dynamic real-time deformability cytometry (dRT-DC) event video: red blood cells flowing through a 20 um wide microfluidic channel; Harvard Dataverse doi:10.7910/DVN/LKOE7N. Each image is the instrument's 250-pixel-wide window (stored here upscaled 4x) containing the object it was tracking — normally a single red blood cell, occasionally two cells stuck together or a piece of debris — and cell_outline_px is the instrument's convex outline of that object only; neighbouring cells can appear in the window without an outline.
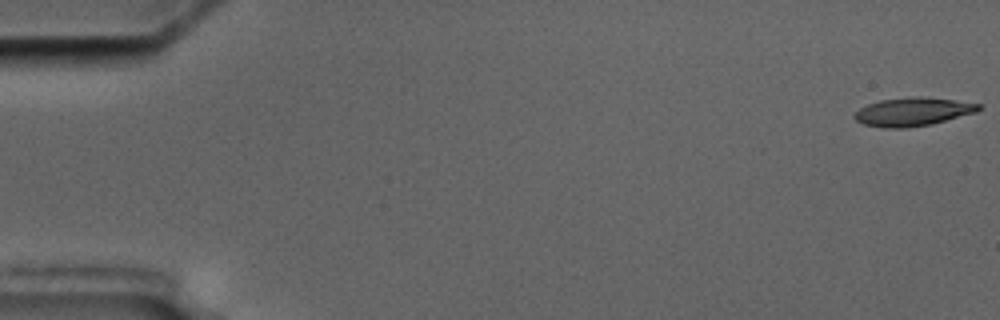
{"species": "common noctule bat (a hibernating species)", "species_latin": "Nyctalus noctula", "temperature_condition": "cold", "stored_images_in_passage": 6, "camera_frame_rate_fps": 3000, "um_per_image_px": 0.085, "animal": {"sex": "male", "body_mass_g": 17.5, "forearm_length_mm": 52.3}, "frame": {"image": 1, "passage_image": 1, "time_ms": 0.0, "image_size_px": [1000, 320], "cell_outline_px": [[980, 108], [976, 112], [932, 124], [908, 128], [884, 128], [864, 124], [856, 120], [852, 116], [860, 108], [868, 104], [880, 100], [916, 96], [952, 100], [980, 104]], "centroid_in_image_um": [77.55, 9.51], "position_along_channel_um": 7.4, "area_um2": 20.35}}
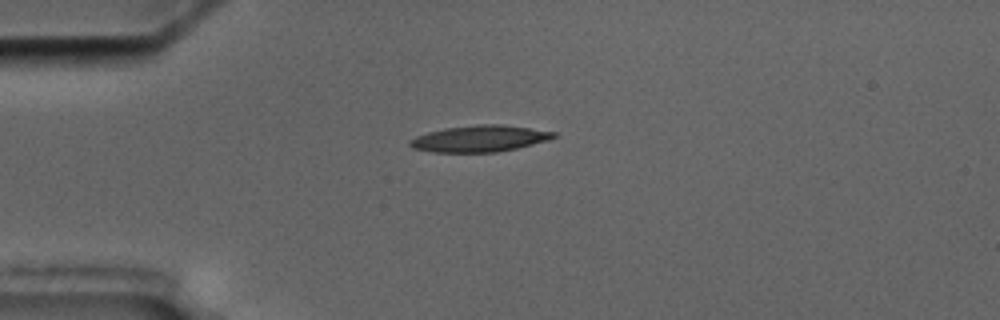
{"frame": {"image": 2, "passage_image": 5, "time_ms": 4.667, "image_size_px": [1000, 320], "cell_outline_px": [[556, 136], [548, 140], [516, 148], [496, 152], [432, 152], [412, 148], [408, 144], [408, 140], [416, 136], [428, 132], [444, 128], [476, 124], [500, 124], [556, 132]], "centroid_in_image_um": [40.71, 11.78], "position_along_channel_um": 44.3, "area_um2": 22.08}}